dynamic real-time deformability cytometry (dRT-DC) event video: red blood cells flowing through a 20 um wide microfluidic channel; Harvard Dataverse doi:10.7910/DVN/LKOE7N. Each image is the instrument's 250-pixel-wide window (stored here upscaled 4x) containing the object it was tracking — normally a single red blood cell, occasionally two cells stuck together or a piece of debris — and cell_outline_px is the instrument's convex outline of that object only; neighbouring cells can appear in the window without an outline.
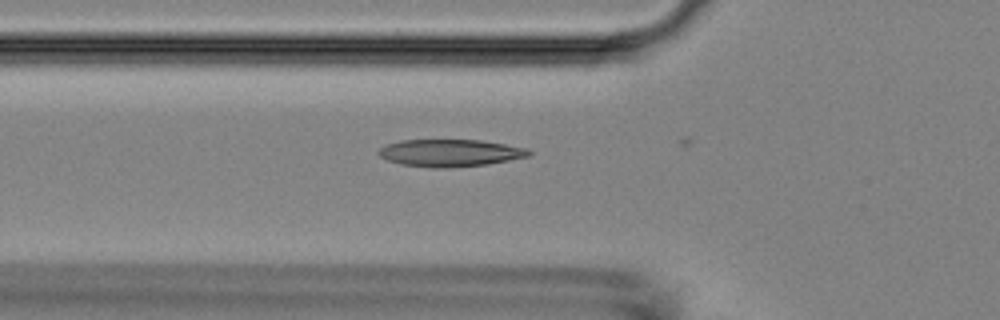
{"species": "Egyptian fruit bat (a non-hibernating species)", "species_latin": "Rousettus aegyptiacus", "temperature_condition": "room temperature", "stored_images_in_passage": 21, "camera_frame_rate_fps": 3000, "um_per_image_px": 0.085, "animal": {"sex": "female"}, "frame": {"image": 1, "passage_image": 20, "time_ms": 6.333, "image_size_px": [1000, 320], "cell_outline_px": [[532, 152], [528, 156], [488, 164], [448, 168], [432, 168], [400, 164], [388, 160], [380, 156], [376, 152], [380, 148], [388, 144], [400, 140], [480, 140], [528, 148]], "centroid_in_image_um": [38.24, 13.0], "position_along_channel_um": 87.6, "area_um2": 23.81}}